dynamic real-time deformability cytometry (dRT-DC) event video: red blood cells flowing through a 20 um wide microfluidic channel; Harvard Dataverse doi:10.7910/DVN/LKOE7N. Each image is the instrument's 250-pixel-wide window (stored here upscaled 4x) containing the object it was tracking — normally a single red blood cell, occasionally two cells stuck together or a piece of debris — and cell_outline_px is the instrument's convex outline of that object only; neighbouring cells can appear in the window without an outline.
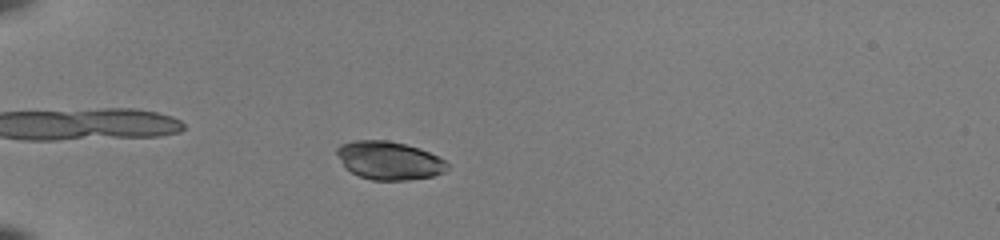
{"species": "common noctule bat (a hibernating species)", "species_latin": "Nyctalus noctula", "temperature_condition": "room temperature", "stored_images_in_passage": 48, "camera_frame_rate_fps": 3000, "um_per_image_px": 0.085, "animal": {"sex": "female", "body_mass_g": 22.0, "forearm_length_mm": 56.7}, "frame": {"image": 1, "passage_image": 12, "time_ms": 3.667, "image_size_px": [1000, 240], "cell_outline_px": [[448, 168], [444, 172], [432, 176], [408, 180], [372, 180], [360, 176], [352, 172], [344, 164], [336, 152], [336, 148], [340, 144], [352, 140], [388, 140], [420, 148], [444, 160], [448, 164]], "centroid_in_image_um": [33.08, 13.63], "position_along_channel_um": 51.9, "area_um2": 24.39}}
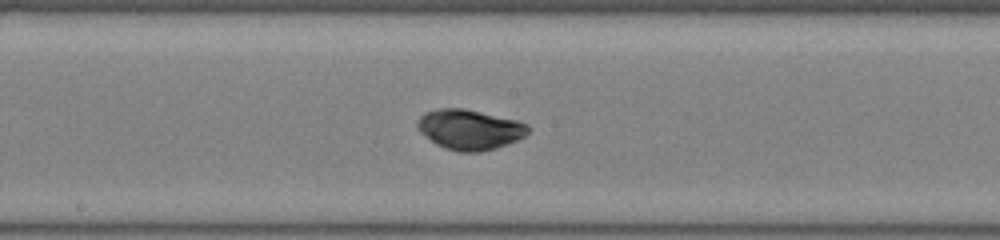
{"frame": {"image": 2, "passage_image": 26, "time_ms": 8.333, "image_size_px": [1000, 240], "cell_outline_px": [[528, 132], [524, 136], [516, 140], [496, 148], [480, 152], [456, 152], [444, 148], [436, 144], [420, 132], [416, 128], [416, 120], [424, 112], [436, 108], [464, 108], [516, 120], [528, 124]], "centroid_in_image_um": [39.86, 11.0], "position_along_channel_um": 208.3, "area_um2": 26.01}}
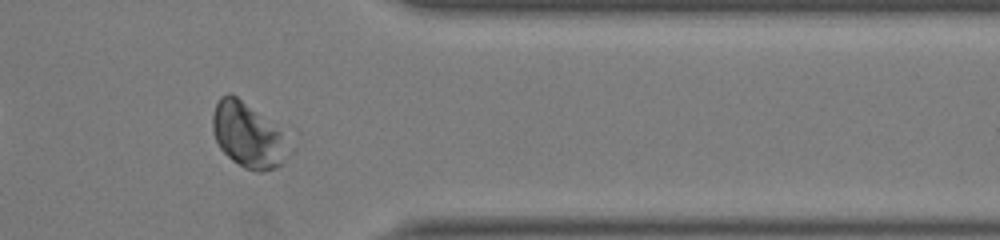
{"frame": {"image": 3, "passage_image": 40, "time_ms": 13.0, "image_size_px": [1000, 240], "cell_outline_px": [[284, 160], [276, 168], [264, 172], [256, 172], [244, 168], [232, 160], [220, 148], [216, 140], [212, 128], [212, 116], [216, 104], [220, 96], [228, 92], [236, 96], [280, 132]], "centroid_in_image_um": [20.92, 11.51], "position_along_channel_um": 390.5, "area_um2": 27.11}, "authors_computed_cell_mechanics": {"area_um2": 25.3164, "velocity_mm_per_s": 4.0029, "shape_relaxation_time_tau1_ms": 0.8788, "shape_relaxation_time_tau2_ms": null, "deformation_change_tau1": 0.0837, "deformation_change_tau2": null}}